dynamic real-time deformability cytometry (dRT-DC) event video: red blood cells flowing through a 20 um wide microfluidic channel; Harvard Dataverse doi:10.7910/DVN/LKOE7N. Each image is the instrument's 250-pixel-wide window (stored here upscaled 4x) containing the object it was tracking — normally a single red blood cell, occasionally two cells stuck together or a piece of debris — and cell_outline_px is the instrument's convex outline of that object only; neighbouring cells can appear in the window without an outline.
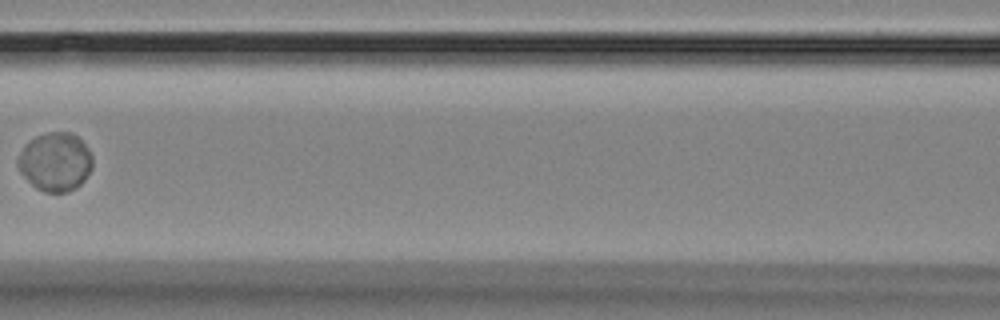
{"species": "Egyptian fruit bat (a non-hibernating species)", "species_latin": "Rousettus aegyptiacus", "temperature_condition": "room temperature", "stored_images_in_passage": 17, "camera_frame_rate_fps": 3000, "um_per_image_px": 0.085, "animal": {"sex": "female"}, "frame": {"image": 1, "passage_image": 9, "time_ms": 9.333, "image_size_px": [1000, 320], "cell_outline_px": [[92, 168], [84, 180], [76, 188], [68, 192], [44, 192], [36, 188], [20, 172], [16, 164], [16, 160], [24, 144], [28, 140], [36, 136], [48, 132], [72, 132], [88, 148], [92, 156]], "centroid_in_image_um": [4.68, 13.75], "position_along_channel_um": 161.9, "area_um2": 25.66}}
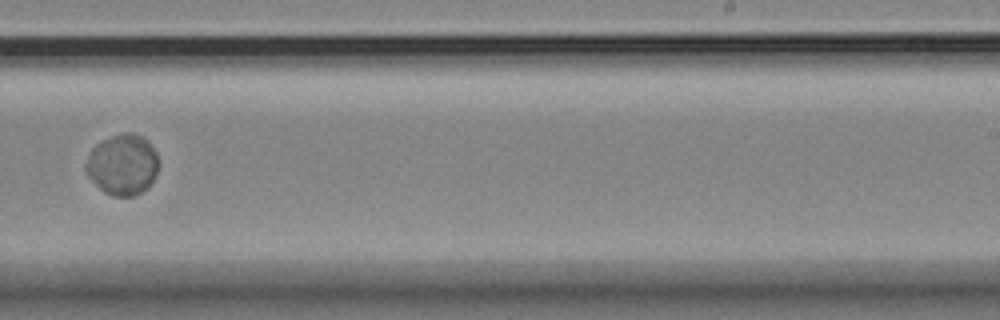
{"frame": {"image": 2, "passage_image": 12, "time_ms": 12.667, "image_size_px": [1000, 320], "cell_outline_px": [[156, 172], [148, 188], [132, 196], [112, 196], [104, 192], [88, 176], [84, 168], [84, 164], [92, 148], [100, 140], [124, 132], [132, 132], [148, 140], [156, 152]], "centroid_in_image_um": [10.38, 13.98], "position_along_channel_um": 278.6, "area_um2": 25.66}}
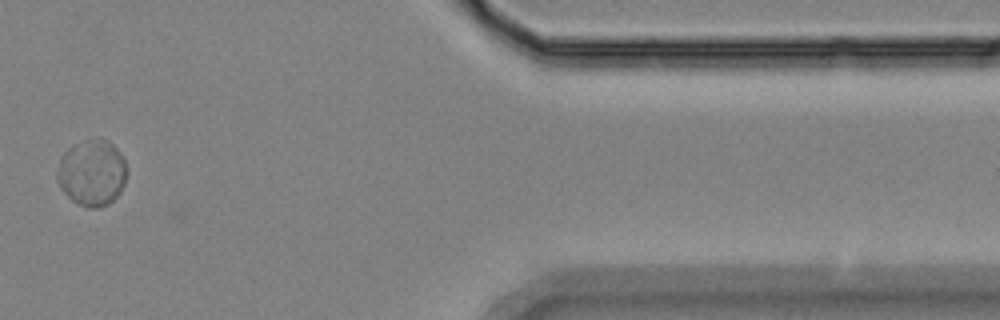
{"frame": {"image": 3, "passage_image": 16, "time_ms": 17.333, "image_size_px": [1000, 320], "cell_outline_px": [[128, 172], [124, 184], [120, 192], [108, 204], [100, 208], [92, 208], [76, 204], [60, 188], [56, 176], [56, 172], [60, 156], [68, 148], [76, 144], [100, 136], [108, 140], [120, 152], [128, 168]], "centroid_in_image_um": [7.82, 14.68], "position_along_channel_um": 403.6, "area_um2": 27.28}, "authors_computed_cell_mechanics": {"area_um2": 25.5476, "velocity_mm_per_s": 3.5265, "shape_relaxation_time_tau1_ms": 4.4724, "shape_relaxation_time_tau2_ms": null, "deformation_change_tau1": 0.0152, "deformation_change_tau2": null}}